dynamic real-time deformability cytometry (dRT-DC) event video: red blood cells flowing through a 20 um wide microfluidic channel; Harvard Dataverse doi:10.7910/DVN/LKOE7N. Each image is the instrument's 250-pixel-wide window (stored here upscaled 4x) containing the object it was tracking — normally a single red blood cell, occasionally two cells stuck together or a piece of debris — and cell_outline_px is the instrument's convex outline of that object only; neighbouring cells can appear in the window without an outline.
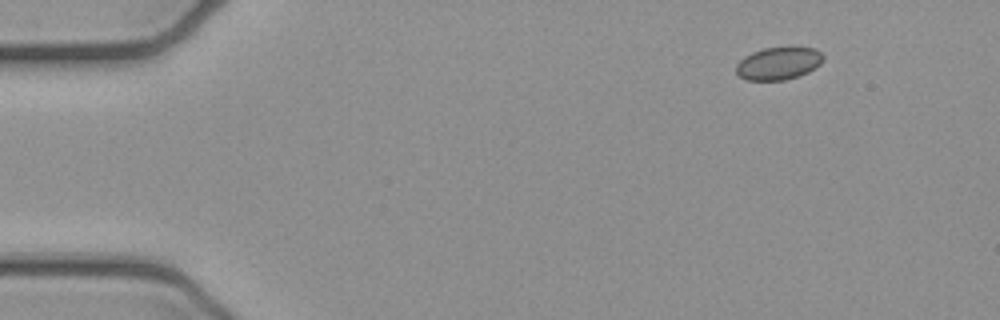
{"species": "common noctule bat (a hibernating species)", "species_latin": "Nyctalus noctula", "temperature_condition": "cold", "stored_images_in_passage": 4, "camera_frame_rate_fps": 3000, "um_per_image_px": 0.085, "animal": {"sex": "female", "body_mass_g": 21.9}, "frame": {"image": 1, "passage_image": 1, "time_ms": 0.0, "image_size_px": [1000, 320], "cell_outline_px": [[824, 60], [816, 68], [800, 76], [784, 80], [748, 80], [740, 76], [736, 72], [736, 64], [744, 56], [752, 52], [764, 48], [792, 44], [816, 48], [824, 56]], "centroid_in_image_um": [66.23, 5.33], "position_along_channel_um": 18.8, "area_um2": 17.28}}
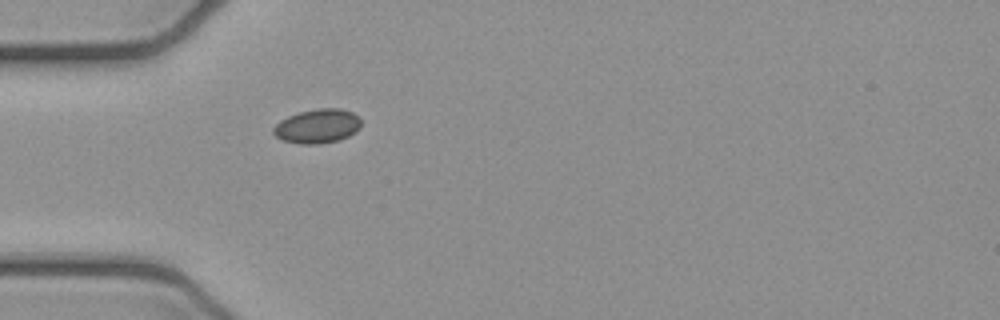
{"frame": {"image": 2, "passage_image": 4, "time_ms": 1.0, "image_size_px": [1000, 320], "cell_outline_px": [[360, 128], [356, 132], [340, 140], [320, 144], [300, 144], [284, 140], [276, 136], [272, 132], [272, 128], [280, 120], [288, 116], [300, 112], [316, 108], [340, 108], [352, 112], [360, 116]], "centroid_in_image_um": [27.0, 10.72], "position_along_channel_um": 58.0, "area_um2": 17.63}}